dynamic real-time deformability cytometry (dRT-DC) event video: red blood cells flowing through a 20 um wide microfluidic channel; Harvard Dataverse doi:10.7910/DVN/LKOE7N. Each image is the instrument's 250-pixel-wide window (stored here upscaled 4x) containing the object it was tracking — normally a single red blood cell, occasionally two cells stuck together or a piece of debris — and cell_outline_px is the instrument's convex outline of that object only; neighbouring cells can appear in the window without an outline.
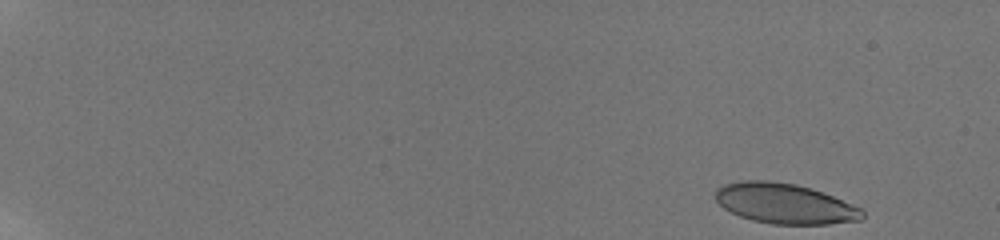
{"species": "human", "species_latin": "Homo sapiens", "temperature_condition": "room temperature", "stored_images_in_passage": 61, "camera_frame_rate_fps": 3000, "um_per_image_px": 0.085, "donor": {"sex": "male"}, "frame": {"image": 1, "passage_image": 1, "time_ms": 0.0, "image_size_px": [1000, 240], "cell_outline_px": [[864, 216], [860, 220], [828, 224], [772, 224], [752, 220], [740, 216], [724, 208], [716, 200], [716, 188], [724, 184], [744, 180], [768, 180], [796, 184], [832, 196], [860, 208], [864, 212]], "centroid_in_image_um": [66.67, 17.3], "position_along_channel_um": 18.3, "area_um2": 34.1}}
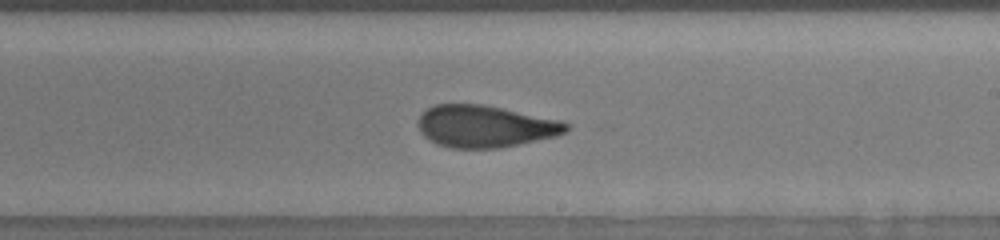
{"frame": {"image": 2, "passage_image": 43, "time_ms": 11.0, "image_size_px": [1000, 240], "cell_outline_px": [[568, 128], [564, 132], [556, 136], [520, 144], [496, 148], [452, 148], [436, 144], [428, 140], [420, 132], [416, 124], [420, 116], [428, 108], [436, 104], [484, 104], [560, 120], [568, 124]], "centroid_in_image_um": [41.19, 10.74], "position_along_channel_um": 247.8, "area_um2": 36.24}}
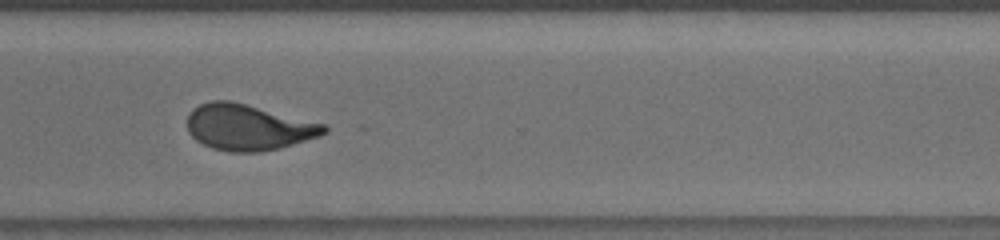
{"frame": {"image": 3, "passage_image": 60, "time_ms": 13.667, "image_size_px": [1000, 240], "cell_outline_px": [[328, 132], [320, 136], [280, 148], [260, 152], [228, 152], [212, 148], [196, 140], [188, 132], [188, 116], [200, 104], [212, 100], [228, 100], [324, 124], [328, 128]], "centroid_in_image_um": [21.1, 10.84], "position_along_channel_um": 349.5, "area_um2": 36.18}}